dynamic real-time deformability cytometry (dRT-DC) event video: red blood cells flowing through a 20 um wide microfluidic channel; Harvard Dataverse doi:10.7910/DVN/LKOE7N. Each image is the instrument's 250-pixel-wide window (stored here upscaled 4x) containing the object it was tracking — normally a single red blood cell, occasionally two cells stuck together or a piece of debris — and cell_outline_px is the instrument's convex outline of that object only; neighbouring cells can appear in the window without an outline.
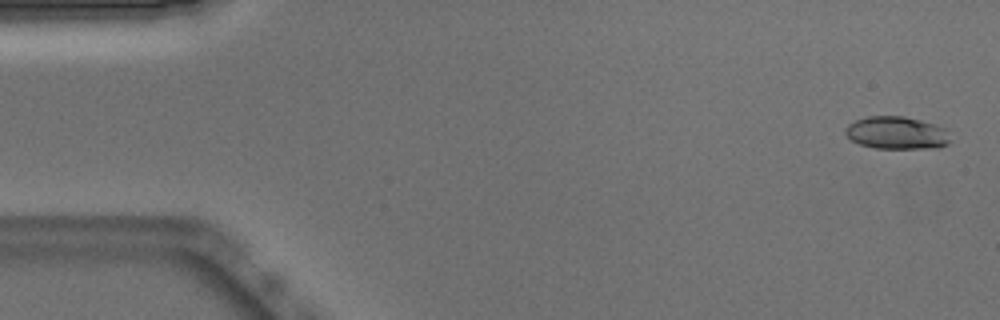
{"species": "Egyptian fruit bat (a non-hibernating species)", "species_latin": "Rousettus aegyptiacus", "temperature_condition": "warm", "stored_images_in_passage": 52, "camera_frame_rate_fps": 3000, "um_per_image_px": 0.085, "animal": {"sex": "male"}, "frame": {"image": 1, "passage_image": 2, "time_ms": 0.333, "image_size_px": [1000, 320], "cell_outline_px": [[948, 144], [940, 148], [876, 148], [860, 144], [852, 140], [844, 132], [844, 128], [848, 124], [856, 120], [868, 116], [904, 116], [920, 120], [944, 128], [948, 140]], "centroid_in_image_um": [76.17, 11.29], "position_along_channel_um": 8.8, "area_um2": 19.71}}
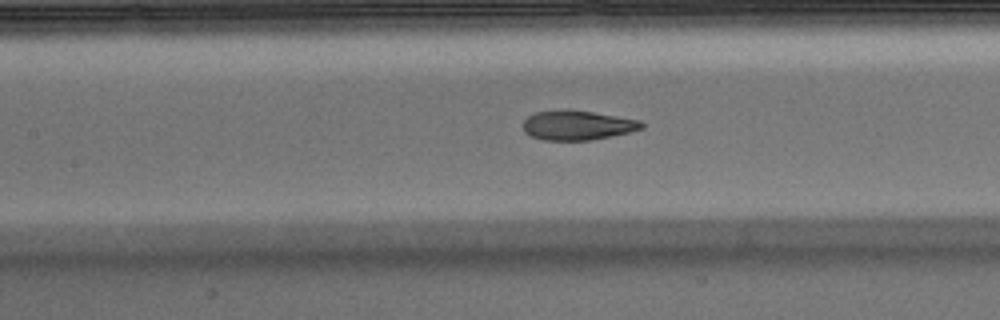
{"frame": {"image": 2, "passage_image": 23, "time_ms": 7.333, "image_size_px": [1000, 320], "cell_outline_px": [[644, 128], [612, 136], [592, 140], [544, 140], [528, 136], [524, 132], [524, 120], [532, 112], [560, 108], [568, 108], [640, 120], [644, 124]], "centroid_in_image_um": [49.02, 10.63], "position_along_channel_um": 158.4, "area_um2": 20.81}}
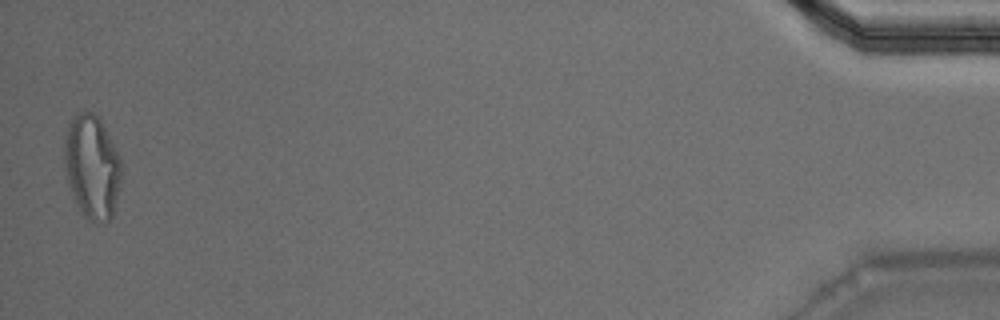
{"frame": {"image": 3, "passage_image": 51, "time_ms": 16.667, "image_size_px": [1000, 320], "cell_outline_px": [[120, 180], [112, 216], [104, 224], [92, 220], [84, 216], [80, 212], [68, 184], [64, 168], [64, 136], [68, 124], [72, 116], [76, 112], [92, 112], [100, 120], [120, 156]], "centroid_in_image_um": [7.78, 14.16], "position_along_channel_um": 427.4, "area_um2": 34.33}, "authors_computed_cell_mechanics": {"area_um2": 21.2126, "velocity_mm_per_s": 3.8963, "shape_relaxation_time_tau1_ms": 5.7025, "shape_relaxation_time_tau2_ms": 1.0602, "deformation_change_tau1": 0.2105, "deformation_change_tau2": 0.0861}}